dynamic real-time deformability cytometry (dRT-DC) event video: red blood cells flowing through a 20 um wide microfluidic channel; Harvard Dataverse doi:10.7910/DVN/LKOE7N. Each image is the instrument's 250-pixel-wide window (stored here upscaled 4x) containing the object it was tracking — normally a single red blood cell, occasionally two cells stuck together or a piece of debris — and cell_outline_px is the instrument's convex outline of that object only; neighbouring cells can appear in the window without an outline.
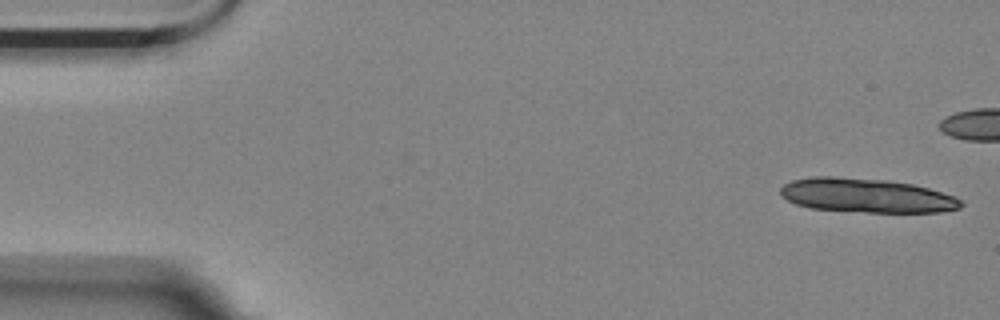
{"species": "Egyptian fruit bat (a non-hibernating species)", "species_latin": "Rousettus aegyptiacus", "temperature_condition": "room temperature", "stored_images_in_passage": 13, "camera_frame_rate_fps": 3000, "um_per_image_px": 0.085, "animal": {"sex": "female"}, "frame": {"image": 1, "passage_image": 1, "time_ms": 0.0, "image_size_px": [1000, 320], "cell_outline_px": [[964, 204], [960, 208], [940, 212], [868, 212], [812, 208], [796, 204], [780, 196], [780, 188], [784, 184], [792, 180], [812, 176], [832, 176], [888, 180], [912, 184], [928, 188], [956, 196]], "centroid_in_image_um": [73.65, 16.61], "position_along_channel_um": 11.4, "area_um2": 35.95}}